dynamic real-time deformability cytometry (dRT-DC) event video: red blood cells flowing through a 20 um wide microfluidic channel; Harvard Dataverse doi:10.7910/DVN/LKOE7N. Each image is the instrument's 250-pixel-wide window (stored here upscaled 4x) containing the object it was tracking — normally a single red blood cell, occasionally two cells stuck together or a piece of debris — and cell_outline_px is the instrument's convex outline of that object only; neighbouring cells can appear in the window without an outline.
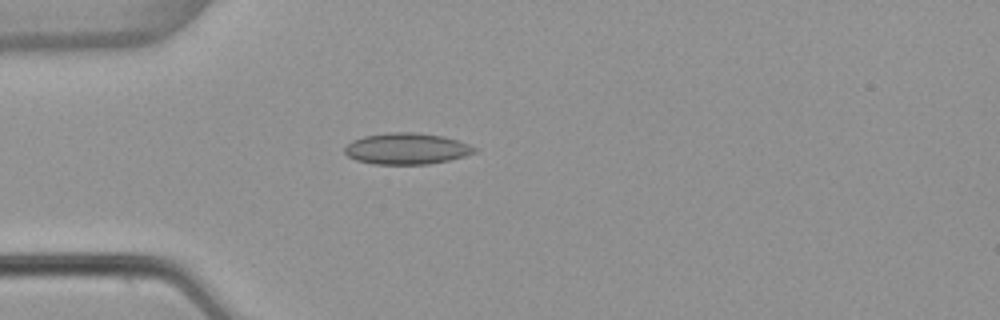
{"species": "common noctule bat (a hibernating species)", "species_latin": "Nyctalus noctula", "temperature_condition": "warm", "stored_images_in_passage": 39, "camera_frame_rate_fps": 3000, "um_per_image_px": 0.085, "animal": {"sex": "female", "body_mass_g": 22.7, "forearm_length_mm": 54.2}, "frame": {"image": 1, "passage_image": 1, "time_ms": 0.0, "image_size_px": [1000, 320], "cell_outline_px": [[480, 148], [476, 152], [464, 156], [448, 160], [428, 164], [372, 164], [356, 160], [348, 156], [344, 152], [344, 148], [352, 140], [364, 136], [388, 132], [416, 132], [444, 136]], "centroid_in_image_um": [34.57, 12.63], "position_along_channel_um": 50.4, "area_um2": 23.76}}
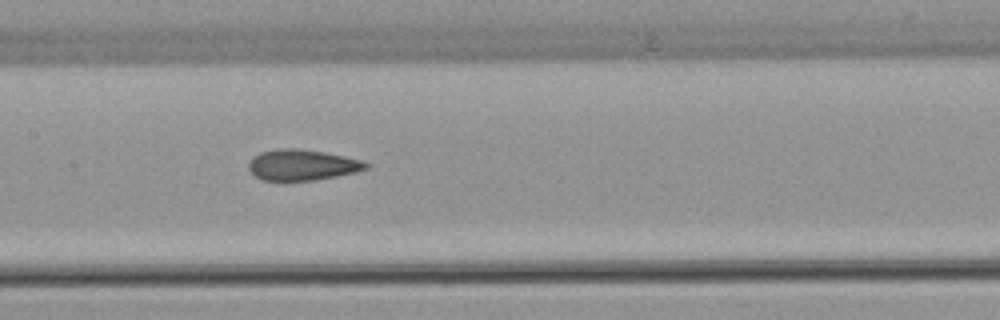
{"frame": {"image": 2, "passage_image": 12, "time_ms": 3.667, "image_size_px": [1000, 320], "cell_outline_px": [[372, 164], [368, 168], [356, 172], [316, 180], [260, 180], [248, 168], [248, 160], [252, 156], [260, 152], [276, 148], [296, 148], [324, 152], [364, 160]], "centroid_in_image_um": [25.69, 14.01], "position_along_channel_um": 181.7, "area_um2": 21.33}}
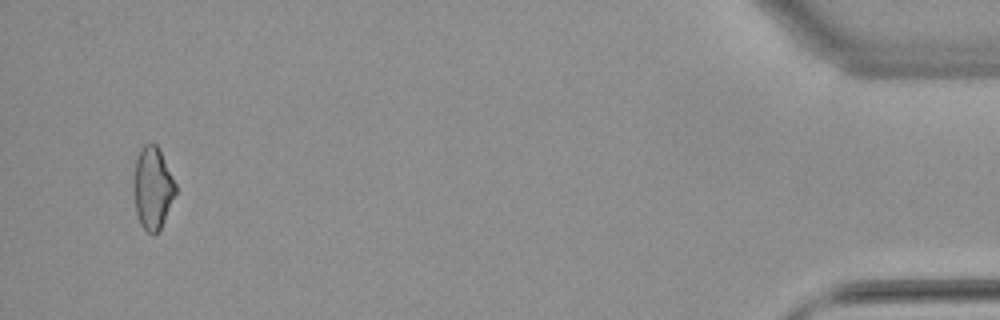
{"frame": {"image": 3, "passage_image": 37, "time_ms": 12.0, "image_size_px": [1000, 320], "cell_outline_px": [[176, 192], [164, 220], [160, 228], [152, 236], [140, 224], [136, 212], [136, 160], [140, 148], [144, 144], [156, 144], [176, 184]], "centroid_in_image_um": [13.0, 16.0], "position_along_channel_um": 422.2, "area_um2": 19.13}, "authors_computed_cell_mechanics": {"area_um2": 21.1548, "velocity_mm_per_s": 3.869, "shape_relaxation_time_tau1_ms": null, "shape_relaxation_time_tau2_ms": 1.7672, "deformation_change_tau1": null, "deformation_change_tau2": 0.0804}}